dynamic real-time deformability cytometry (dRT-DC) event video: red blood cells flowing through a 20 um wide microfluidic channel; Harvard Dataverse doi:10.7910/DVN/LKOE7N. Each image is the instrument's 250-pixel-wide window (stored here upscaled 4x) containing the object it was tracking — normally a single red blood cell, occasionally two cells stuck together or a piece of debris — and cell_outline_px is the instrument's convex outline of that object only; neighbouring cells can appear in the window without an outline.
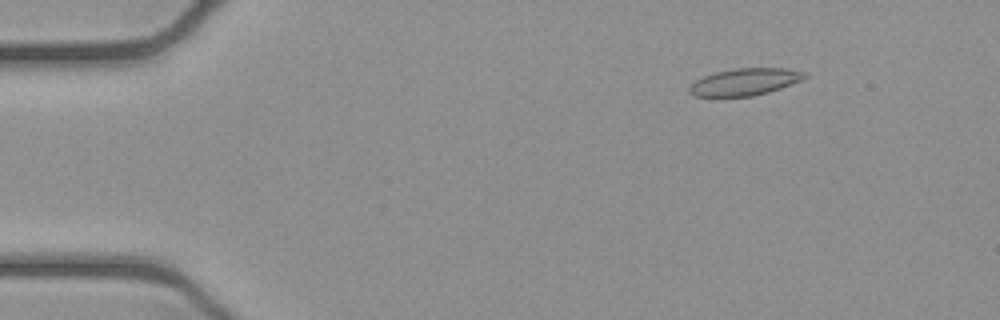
{"species": "common noctule bat (a hibernating species)", "species_latin": "Nyctalus noctula", "temperature_condition": "cold", "stored_images_in_passage": 52, "camera_frame_rate_fps": 3000, "um_per_image_px": 0.085, "animal": {"sex": "female", "body_mass_g": 21.9}, "frame": {"image": 1, "passage_image": 7, "time_ms": 2.0, "image_size_px": [1000, 320], "cell_outline_px": [[808, 76], [800, 80], [780, 88], [768, 92], [752, 96], [692, 96], [688, 92], [688, 88], [696, 80], [704, 76], [716, 72], [736, 68], [788, 68], [808, 72]], "centroid_in_image_um": [63.32, 6.95], "position_along_channel_um": 21.7, "area_um2": 18.09}}
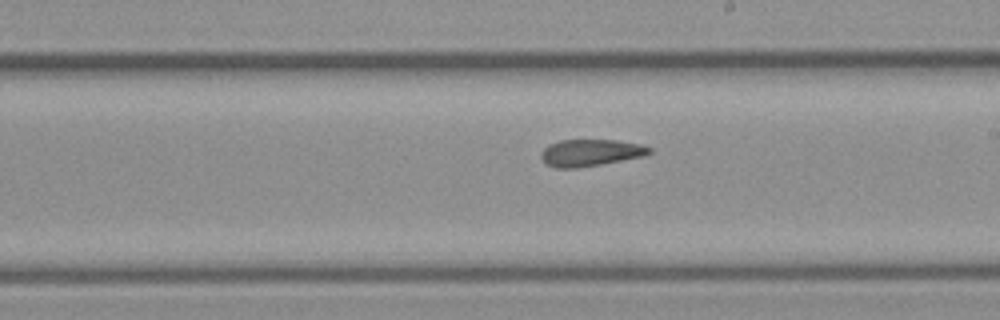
{"frame": {"image": 2, "passage_image": 30, "time_ms": 9.667, "image_size_px": [1000, 320], "cell_outline_px": [[652, 152], [644, 156], [600, 164], [576, 168], [556, 168], [544, 164], [540, 156], [540, 152], [548, 144], [560, 140], [616, 140], [640, 144], [652, 148]], "centroid_in_image_um": [50.15, 12.98], "position_along_channel_um": 238.8, "area_um2": 17.05}}
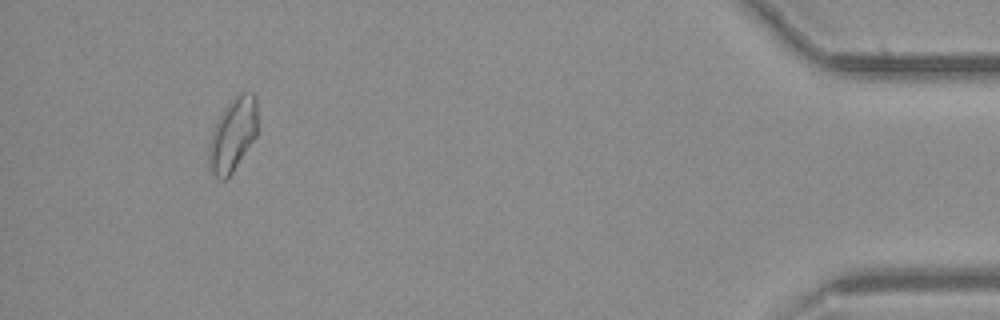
{"frame": {"image": 3, "passage_image": 49, "time_ms": 16.0, "image_size_px": [1000, 320], "cell_outline_px": [[256, 136], [232, 172], [224, 180], [220, 180], [208, 168], [208, 144], [212, 132], [224, 108], [232, 96], [236, 92], [252, 92], [256, 96]], "centroid_in_image_um": [19.77, 11.42], "position_along_channel_um": 415.4, "area_um2": 20.81}, "authors_computed_cell_mechanics": {"area_um2": 18.1203, "velocity_mm_per_s": 3.8979, "shape_relaxation_time_tau1_ms": null, "shape_relaxation_time_tau2_ms": 3.6179, "deformation_change_tau1": null, "deformation_change_tau2": 0.0975}}